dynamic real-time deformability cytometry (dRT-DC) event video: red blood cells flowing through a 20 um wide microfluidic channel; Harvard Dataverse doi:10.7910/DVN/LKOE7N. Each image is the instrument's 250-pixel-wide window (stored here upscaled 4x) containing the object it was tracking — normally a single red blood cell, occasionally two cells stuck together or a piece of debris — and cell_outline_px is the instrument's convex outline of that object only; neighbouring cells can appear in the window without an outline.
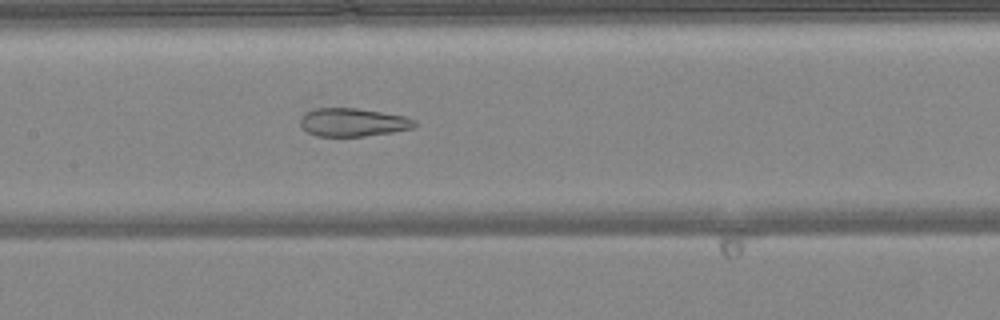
{"species": "common noctule bat (a hibernating species)", "species_latin": "Nyctalus noctula", "temperature_condition": "warm", "stored_images_in_passage": 33, "camera_frame_rate_fps": 3000, "um_per_image_px": 0.085, "animal": {"sex": "female", "body_mass_g": 24.6, "forearm_length_mm": 56.2}, "frame": {"image": 1, "passage_image": 16, "time_ms": 5.0, "image_size_px": [1000, 320], "cell_outline_px": [[420, 124], [416, 128], [392, 132], [364, 136], [316, 136], [308, 132], [300, 124], [300, 116], [304, 112], [316, 108], [356, 108], [404, 116], [416, 120]], "centroid_in_image_um": [30.03, 10.39], "position_along_channel_um": 177.4, "area_um2": 18.96}}
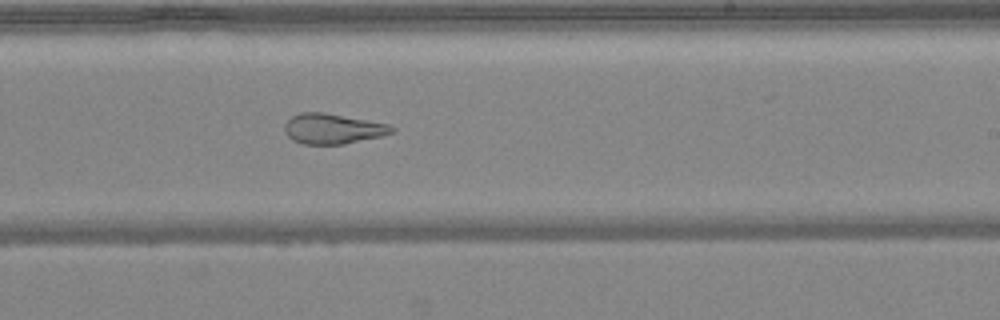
{"frame": {"image": 2, "passage_image": 22, "time_ms": 7.0, "image_size_px": [1000, 320], "cell_outline_px": [[396, 128], [392, 132], [380, 136], [344, 144], [304, 144], [292, 140], [288, 136], [284, 128], [284, 124], [292, 116], [300, 112], [324, 112], [388, 124]], "centroid_in_image_um": [28.25, 10.94], "position_along_channel_um": 260.7, "area_um2": 18.73}}
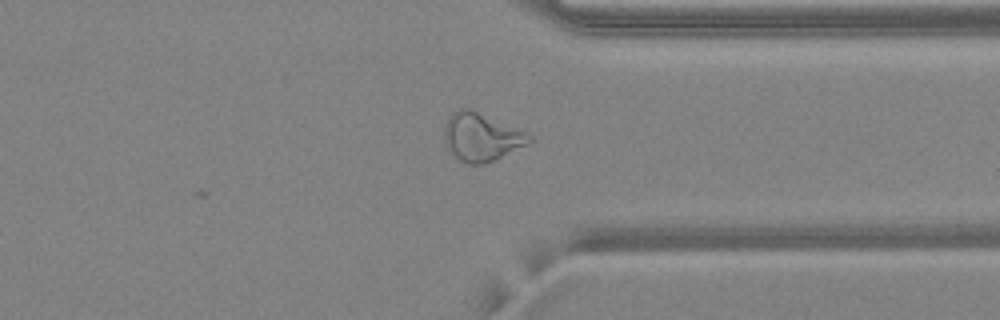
{"frame": {"image": 3, "passage_image": 30, "time_ms": 9.667, "image_size_px": [1000, 320], "cell_outline_px": [[532, 140], [528, 144], [496, 160], [484, 164], [468, 164], [460, 160], [452, 152], [444, 140], [444, 124], [452, 112], [460, 108], [472, 108], [528, 132], [532, 136]], "centroid_in_image_um": [40.95, 11.62], "position_along_channel_um": 370.5, "area_um2": 24.1}, "authors_computed_cell_mechanics": {"area_um2": 19.8832, "velocity_mm_per_s": 4.1779, "shape_relaxation_time_tau1_ms": null, "shape_relaxation_time_tau2_ms": 1.8861, "deformation_change_tau1": null, "deformation_change_tau2": 0.1101}}